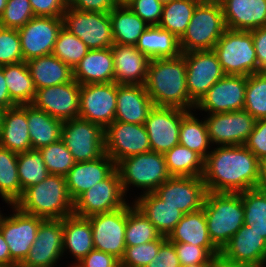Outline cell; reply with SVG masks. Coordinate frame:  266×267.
<instances>
[{
  "label": "cell",
  "mask_w": 266,
  "mask_h": 267,
  "mask_svg": "<svg viewBox=\"0 0 266 267\" xmlns=\"http://www.w3.org/2000/svg\"><path fill=\"white\" fill-rule=\"evenodd\" d=\"M105 153L117 164L127 157L151 151L144 124L114 121L104 129Z\"/></svg>",
  "instance_id": "11"
},
{
  "label": "cell",
  "mask_w": 266,
  "mask_h": 267,
  "mask_svg": "<svg viewBox=\"0 0 266 267\" xmlns=\"http://www.w3.org/2000/svg\"><path fill=\"white\" fill-rule=\"evenodd\" d=\"M81 85L75 80L37 89L31 105L61 121L79 117Z\"/></svg>",
  "instance_id": "19"
},
{
  "label": "cell",
  "mask_w": 266,
  "mask_h": 267,
  "mask_svg": "<svg viewBox=\"0 0 266 267\" xmlns=\"http://www.w3.org/2000/svg\"><path fill=\"white\" fill-rule=\"evenodd\" d=\"M109 18L115 44L135 46L149 26L127 4L117 5L109 13Z\"/></svg>",
  "instance_id": "36"
},
{
  "label": "cell",
  "mask_w": 266,
  "mask_h": 267,
  "mask_svg": "<svg viewBox=\"0 0 266 267\" xmlns=\"http://www.w3.org/2000/svg\"><path fill=\"white\" fill-rule=\"evenodd\" d=\"M198 3L196 0H172L164 4L158 26L180 39L186 32Z\"/></svg>",
  "instance_id": "40"
},
{
  "label": "cell",
  "mask_w": 266,
  "mask_h": 267,
  "mask_svg": "<svg viewBox=\"0 0 266 267\" xmlns=\"http://www.w3.org/2000/svg\"><path fill=\"white\" fill-rule=\"evenodd\" d=\"M262 163L245 145L217 146L204 159L202 179L215 193H241L258 188Z\"/></svg>",
  "instance_id": "1"
},
{
  "label": "cell",
  "mask_w": 266,
  "mask_h": 267,
  "mask_svg": "<svg viewBox=\"0 0 266 267\" xmlns=\"http://www.w3.org/2000/svg\"><path fill=\"white\" fill-rule=\"evenodd\" d=\"M49 174L66 176L76 163L64 142L59 141L39 149Z\"/></svg>",
  "instance_id": "46"
},
{
  "label": "cell",
  "mask_w": 266,
  "mask_h": 267,
  "mask_svg": "<svg viewBox=\"0 0 266 267\" xmlns=\"http://www.w3.org/2000/svg\"><path fill=\"white\" fill-rule=\"evenodd\" d=\"M154 193L187 214L203 208L207 189L202 177L171 176Z\"/></svg>",
  "instance_id": "21"
},
{
  "label": "cell",
  "mask_w": 266,
  "mask_h": 267,
  "mask_svg": "<svg viewBox=\"0 0 266 267\" xmlns=\"http://www.w3.org/2000/svg\"><path fill=\"white\" fill-rule=\"evenodd\" d=\"M179 144L195 151L203 159H205L211 151L209 144L211 141L207 133L205 120L200 122L191 111H189L182 119L180 125Z\"/></svg>",
  "instance_id": "41"
},
{
  "label": "cell",
  "mask_w": 266,
  "mask_h": 267,
  "mask_svg": "<svg viewBox=\"0 0 266 267\" xmlns=\"http://www.w3.org/2000/svg\"><path fill=\"white\" fill-rule=\"evenodd\" d=\"M115 82L127 85H145L150 59L136 46L113 44L111 46Z\"/></svg>",
  "instance_id": "24"
},
{
  "label": "cell",
  "mask_w": 266,
  "mask_h": 267,
  "mask_svg": "<svg viewBox=\"0 0 266 267\" xmlns=\"http://www.w3.org/2000/svg\"><path fill=\"white\" fill-rule=\"evenodd\" d=\"M6 110H7L6 107H3L2 105H0V127L2 126Z\"/></svg>",
  "instance_id": "64"
},
{
  "label": "cell",
  "mask_w": 266,
  "mask_h": 267,
  "mask_svg": "<svg viewBox=\"0 0 266 267\" xmlns=\"http://www.w3.org/2000/svg\"><path fill=\"white\" fill-rule=\"evenodd\" d=\"M220 253L232 261L266 265V240L251 226L243 225Z\"/></svg>",
  "instance_id": "27"
},
{
  "label": "cell",
  "mask_w": 266,
  "mask_h": 267,
  "mask_svg": "<svg viewBox=\"0 0 266 267\" xmlns=\"http://www.w3.org/2000/svg\"><path fill=\"white\" fill-rule=\"evenodd\" d=\"M35 16L63 17L67 0H29Z\"/></svg>",
  "instance_id": "54"
},
{
  "label": "cell",
  "mask_w": 266,
  "mask_h": 267,
  "mask_svg": "<svg viewBox=\"0 0 266 267\" xmlns=\"http://www.w3.org/2000/svg\"><path fill=\"white\" fill-rule=\"evenodd\" d=\"M73 78L80 85L114 82V60L111 47L89 50L74 67Z\"/></svg>",
  "instance_id": "28"
},
{
  "label": "cell",
  "mask_w": 266,
  "mask_h": 267,
  "mask_svg": "<svg viewBox=\"0 0 266 267\" xmlns=\"http://www.w3.org/2000/svg\"><path fill=\"white\" fill-rule=\"evenodd\" d=\"M213 267H265V265L232 261L219 253L213 258Z\"/></svg>",
  "instance_id": "59"
},
{
  "label": "cell",
  "mask_w": 266,
  "mask_h": 267,
  "mask_svg": "<svg viewBox=\"0 0 266 267\" xmlns=\"http://www.w3.org/2000/svg\"><path fill=\"white\" fill-rule=\"evenodd\" d=\"M8 0H0V19L4 12Z\"/></svg>",
  "instance_id": "66"
},
{
  "label": "cell",
  "mask_w": 266,
  "mask_h": 267,
  "mask_svg": "<svg viewBox=\"0 0 266 267\" xmlns=\"http://www.w3.org/2000/svg\"><path fill=\"white\" fill-rule=\"evenodd\" d=\"M84 267H120V260L108 253L92 250L79 261Z\"/></svg>",
  "instance_id": "57"
},
{
  "label": "cell",
  "mask_w": 266,
  "mask_h": 267,
  "mask_svg": "<svg viewBox=\"0 0 266 267\" xmlns=\"http://www.w3.org/2000/svg\"><path fill=\"white\" fill-rule=\"evenodd\" d=\"M154 104L145 85L117 84L115 120L125 123L144 124Z\"/></svg>",
  "instance_id": "26"
},
{
  "label": "cell",
  "mask_w": 266,
  "mask_h": 267,
  "mask_svg": "<svg viewBox=\"0 0 266 267\" xmlns=\"http://www.w3.org/2000/svg\"><path fill=\"white\" fill-rule=\"evenodd\" d=\"M186 62V83L189 97L197 103L226 74L213 50L181 54Z\"/></svg>",
  "instance_id": "13"
},
{
  "label": "cell",
  "mask_w": 266,
  "mask_h": 267,
  "mask_svg": "<svg viewBox=\"0 0 266 267\" xmlns=\"http://www.w3.org/2000/svg\"><path fill=\"white\" fill-rule=\"evenodd\" d=\"M0 146L16 153L32 149L26 105H16L6 110L0 127Z\"/></svg>",
  "instance_id": "30"
},
{
  "label": "cell",
  "mask_w": 266,
  "mask_h": 267,
  "mask_svg": "<svg viewBox=\"0 0 266 267\" xmlns=\"http://www.w3.org/2000/svg\"><path fill=\"white\" fill-rule=\"evenodd\" d=\"M167 239L161 236L157 240L136 246H126L120 267H146L158 254L160 245Z\"/></svg>",
  "instance_id": "47"
},
{
  "label": "cell",
  "mask_w": 266,
  "mask_h": 267,
  "mask_svg": "<svg viewBox=\"0 0 266 267\" xmlns=\"http://www.w3.org/2000/svg\"><path fill=\"white\" fill-rule=\"evenodd\" d=\"M117 5V0H67V7L86 12L110 13Z\"/></svg>",
  "instance_id": "56"
},
{
  "label": "cell",
  "mask_w": 266,
  "mask_h": 267,
  "mask_svg": "<svg viewBox=\"0 0 266 267\" xmlns=\"http://www.w3.org/2000/svg\"><path fill=\"white\" fill-rule=\"evenodd\" d=\"M135 46L150 60L176 58L182 54L179 39L158 25L148 26Z\"/></svg>",
  "instance_id": "33"
},
{
  "label": "cell",
  "mask_w": 266,
  "mask_h": 267,
  "mask_svg": "<svg viewBox=\"0 0 266 267\" xmlns=\"http://www.w3.org/2000/svg\"><path fill=\"white\" fill-rule=\"evenodd\" d=\"M104 128L82 118L63 121L61 140L76 163L98 159L105 154Z\"/></svg>",
  "instance_id": "8"
},
{
  "label": "cell",
  "mask_w": 266,
  "mask_h": 267,
  "mask_svg": "<svg viewBox=\"0 0 266 267\" xmlns=\"http://www.w3.org/2000/svg\"><path fill=\"white\" fill-rule=\"evenodd\" d=\"M146 267H182L174 244L166 239L160 245L158 254Z\"/></svg>",
  "instance_id": "55"
},
{
  "label": "cell",
  "mask_w": 266,
  "mask_h": 267,
  "mask_svg": "<svg viewBox=\"0 0 266 267\" xmlns=\"http://www.w3.org/2000/svg\"><path fill=\"white\" fill-rule=\"evenodd\" d=\"M116 169L124 193H127L131 184L145 189L143 194L154 192L171 177L164 154L152 151L122 159L116 164Z\"/></svg>",
  "instance_id": "7"
},
{
  "label": "cell",
  "mask_w": 266,
  "mask_h": 267,
  "mask_svg": "<svg viewBox=\"0 0 266 267\" xmlns=\"http://www.w3.org/2000/svg\"><path fill=\"white\" fill-rule=\"evenodd\" d=\"M124 196L126 194L115 169L106 179L93 185L74 201L73 214L89 217L118 210L128 204Z\"/></svg>",
  "instance_id": "10"
},
{
  "label": "cell",
  "mask_w": 266,
  "mask_h": 267,
  "mask_svg": "<svg viewBox=\"0 0 266 267\" xmlns=\"http://www.w3.org/2000/svg\"><path fill=\"white\" fill-rule=\"evenodd\" d=\"M87 218L92 228L94 249L121 260L126 248L127 205L112 212L99 213Z\"/></svg>",
  "instance_id": "12"
},
{
  "label": "cell",
  "mask_w": 266,
  "mask_h": 267,
  "mask_svg": "<svg viewBox=\"0 0 266 267\" xmlns=\"http://www.w3.org/2000/svg\"><path fill=\"white\" fill-rule=\"evenodd\" d=\"M209 115L207 133L211 143L219 146L244 145L257 121L245 110Z\"/></svg>",
  "instance_id": "17"
},
{
  "label": "cell",
  "mask_w": 266,
  "mask_h": 267,
  "mask_svg": "<svg viewBox=\"0 0 266 267\" xmlns=\"http://www.w3.org/2000/svg\"><path fill=\"white\" fill-rule=\"evenodd\" d=\"M184 267H213V263H200V264H193V265H188Z\"/></svg>",
  "instance_id": "65"
},
{
  "label": "cell",
  "mask_w": 266,
  "mask_h": 267,
  "mask_svg": "<svg viewBox=\"0 0 266 267\" xmlns=\"http://www.w3.org/2000/svg\"><path fill=\"white\" fill-rule=\"evenodd\" d=\"M17 265L10 257L8 244L6 243L2 232L0 231V266Z\"/></svg>",
  "instance_id": "61"
},
{
  "label": "cell",
  "mask_w": 266,
  "mask_h": 267,
  "mask_svg": "<svg viewBox=\"0 0 266 267\" xmlns=\"http://www.w3.org/2000/svg\"><path fill=\"white\" fill-rule=\"evenodd\" d=\"M17 170L22 194L25 189L42 182L49 175L39 149L18 153Z\"/></svg>",
  "instance_id": "43"
},
{
  "label": "cell",
  "mask_w": 266,
  "mask_h": 267,
  "mask_svg": "<svg viewBox=\"0 0 266 267\" xmlns=\"http://www.w3.org/2000/svg\"><path fill=\"white\" fill-rule=\"evenodd\" d=\"M90 49L64 26L60 29L52 54L72 69Z\"/></svg>",
  "instance_id": "44"
},
{
  "label": "cell",
  "mask_w": 266,
  "mask_h": 267,
  "mask_svg": "<svg viewBox=\"0 0 266 267\" xmlns=\"http://www.w3.org/2000/svg\"><path fill=\"white\" fill-rule=\"evenodd\" d=\"M26 116L32 149H40L61 139L63 121L31 104L26 105Z\"/></svg>",
  "instance_id": "35"
},
{
  "label": "cell",
  "mask_w": 266,
  "mask_h": 267,
  "mask_svg": "<svg viewBox=\"0 0 266 267\" xmlns=\"http://www.w3.org/2000/svg\"><path fill=\"white\" fill-rule=\"evenodd\" d=\"M63 26L90 49H104L114 44L109 13L86 12L66 8Z\"/></svg>",
  "instance_id": "9"
},
{
  "label": "cell",
  "mask_w": 266,
  "mask_h": 267,
  "mask_svg": "<svg viewBox=\"0 0 266 267\" xmlns=\"http://www.w3.org/2000/svg\"><path fill=\"white\" fill-rule=\"evenodd\" d=\"M0 267H19V265H13V266H0Z\"/></svg>",
  "instance_id": "70"
},
{
  "label": "cell",
  "mask_w": 266,
  "mask_h": 267,
  "mask_svg": "<svg viewBox=\"0 0 266 267\" xmlns=\"http://www.w3.org/2000/svg\"><path fill=\"white\" fill-rule=\"evenodd\" d=\"M260 187L266 189V160L262 163V178Z\"/></svg>",
  "instance_id": "63"
},
{
  "label": "cell",
  "mask_w": 266,
  "mask_h": 267,
  "mask_svg": "<svg viewBox=\"0 0 266 267\" xmlns=\"http://www.w3.org/2000/svg\"><path fill=\"white\" fill-rule=\"evenodd\" d=\"M3 73L9 90L10 98L17 105L31 104L36 88L32 80L27 62L3 66Z\"/></svg>",
  "instance_id": "37"
},
{
  "label": "cell",
  "mask_w": 266,
  "mask_h": 267,
  "mask_svg": "<svg viewBox=\"0 0 266 267\" xmlns=\"http://www.w3.org/2000/svg\"><path fill=\"white\" fill-rule=\"evenodd\" d=\"M145 88L154 106L188 111L195 107L196 103L189 97L186 62L182 55L150 60Z\"/></svg>",
  "instance_id": "2"
},
{
  "label": "cell",
  "mask_w": 266,
  "mask_h": 267,
  "mask_svg": "<svg viewBox=\"0 0 266 267\" xmlns=\"http://www.w3.org/2000/svg\"><path fill=\"white\" fill-rule=\"evenodd\" d=\"M67 249L77 262L94 250L92 228L87 217L72 214L63 219V253Z\"/></svg>",
  "instance_id": "34"
},
{
  "label": "cell",
  "mask_w": 266,
  "mask_h": 267,
  "mask_svg": "<svg viewBox=\"0 0 266 267\" xmlns=\"http://www.w3.org/2000/svg\"><path fill=\"white\" fill-rule=\"evenodd\" d=\"M127 5L149 26L159 24L163 11L159 0H130Z\"/></svg>",
  "instance_id": "52"
},
{
  "label": "cell",
  "mask_w": 266,
  "mask_h": 267,
  "mask_svg": "<svg viewBox=\"0 0 266 267\" xmlns=\"http://www.w3.org/2000/svg\"><path fill=\"white\" fill-rule=\"evenodd\" d=\"M24 61L17 29L0 27V66Z\"/></svg>",
  "instance_id": "50"
},
{
  "label": "cell",
  "mask_w": 266,
  "mask_h": 267,
  "mask_svg": "<svg viewBox=\"0 0 266 267\" xmlns=\"http://www.w3.org/2000/svg\"><path fill=\"white\" fill-rule=\"evenodd\" d=\"M163 5L170 3L172 0H159Z\"/></svg>",
  "instance_id": "69"
},
{
  "label": "cell",
  "mask_w": 266,
  "mask_h": 267,
  "mask_svg": "<svg viewBox=\"0 0 266 267\" xmlns=\"http://www.w3.org/2000/svg\"><path fill=\"white\" fill-rule=\"evenodd\" d=\"M213 51L226 75L249 76L260 72L250 31L226 29Z\"/></svg>",
  "instance_id": "6"
},
{
  "label": "cell",
  "mask_w": 266,
  "mask_h": 267,
  "mask_svg": "<svg viewBox=\"0 0 266 267\" xmlns=\"http://www.w3.org/2000/svg\"><path fill=\"white\" fill-rule=\"evenodd\" d=\"M62 255L63 219H44L27 257L19 267H54Z\"/></svg>",
  "instance_id": "22"
},
{
  "label": "cell",
  "mask_w": 266,
  "mask_h": 267,
  "mask_svg": "<svg viewBox=\"0 0 266 267\" xmlns=\"http://www.w3.org/2000/svg\"><path fill=\"white\" fill-rule=\"evenodd\" d=\"M263 163L266 160V119H258L244 144Z\"/></svg>",
  "instance_id": "53"
},
{
  "label": "cell",
  "mask_w": 266,
  "mask_h": 267,
  "mask_svg": "<svg viewBox=\"0 0 266 267\" xmlns=\"http://www.w3.org/2000/svg\"><path fill=\"white\" fill-rule=\"evenodd\" d=\"M257 56L258 67L261 71H266V26L250 31Z\"/></svg>",
  "instance_id": "58"
},
{
  "label": "cell",
  "mask_w": 266,
  "mask_h": 267,
  "mask_svg": "<svg viewBox=\"0 0 266 267\" xmlns=\"http://www.w3.org/2000/svg\"><path fill=\"white\" fill-rule=\"evenodd\" d=\"M115 169V162L106 153L95 160L75 163L65 176L73 202L93 185L106 179Z\"/></svg>",
  "instance_id": "23"
},
{
  "label": "cell",
  "mask_w": 266,
  "mask_h": 267,
  "mask_svg": "<svg viewBox=\"0 0 266 267\" xmlns=\"http://www.w3.org/2000/svg\"><path fill=\"white\" fill-rule=\"evenodd\" d=\"M18 153L0 146V196L14 205L22 196L17 170Z\"/></svg>",
  "instance_id": "39"
},
{
  "label": "cell",
  "mask_w": 266,
  "mask_h": 267,
  "mask_svg": "<svg viewBox=\"0 0 266 267\" xmlns=\"http://www.w3.org/2000/svg\"><path fill=\"white\" fill-rule=\"evenodd\" d=\"M227 29L251 31L266 26V0H218Z\"/></svg>",
  "instance_id": "25"
},
{
  "label": "cell",
  "mask_w": 266,
  "mask_h": 267,
  "mask_svg": "<svg viewBox=\"0 0 266 267\" xmlns=\"http://www.w3.org/2000/svg\"><path fill=\"white\" fill-rule=\"evenodd\" d=\"M12 207L15 212L2 217L0 231L8 244L11 259L20 265L27 257L44 218L26 214L14 205Z\"/></svg>",
  "instance_id": "15"
},
{
  "label": "cell",
  "mask_w": 266,
  "mask_h": 267,
  "mask_svg": "<svg viewBox=\"0 0 266 267\" xmlns=\"http://www.w3.org/2000/svg\"><path fill=\"white\" fill-rule=\"evenodd\" d=\"M173 107L154 106L144 123L152 152L165 154L179 144L180 125L188 113Z\"/></svg>",
  "instance_id": "18"
},
{
  "label": "cell",
  "mask_w": 266,
  "mask_h": 267,
  "mask_svg": "<svg viewBox=\"0 0 266 267\" xmlns=\"http://www.w3.org/2000/svg\"><path fill=\"white\" fill-rule=\"evenodd\" d=\"M250 226L266 240V220L255 221Z\"/></svg>",
  "instance_id": "62"
},
{
  "label": "cell",
  "mask_w": 266,
  "mask_h": 267,
  "mask_svg": "<svg viewBox=\"0 0 266 267\" xmlns=\"http://www.w3.org/2000/svg\"><path fill=\"white\" fill-rule=\"evenodd\" d=\"M34 16L29 0H8L0 19V27L19 29Z\"/></svg>",
  "instance_id": "49"
},
{
  "label": "cell",
  "mask_w": 266,
  "mask_h": 267,
  "mask_svg": "<svg viewBox=\"0 0 266 267\" xmlns=\"http://www.w3.org/2000/svg\"><path fill=\"white\" fill-rule=\"evenodd\" d=\"M164 156L171 176L202 177L204 159L195 151L178 144L167 151Z\"/></svg>",
  "instance_id": "38"
},
{
  "label": "cell",
  "mask_w": 266,
  "mask_h": 267,
  "mask_svg": "<svg viewBox=\"0 0 266 267\" xmlns=\"http://www.w3.org/2000/svg\"><path fill=\"white\" fill-rule=\"evenodd\" d=\"M73 265L70 267H84L80 262H77V263L75 262V264H73Z\"/></svg>",
  "instance_id": "68"
},
{
  "label": "cell",
  "mask_w": 266,
  "mask_h": 267,
  "mask_svg": "<svg viewBox=\"0 0 266 267\" xmlns=\"http://www.w3.org/2000/svg\"><path fill=\"white\" fill-rule=\"evenodd\" d=\"M244 110L256 120L266 119V71L247 76Z\"/></svg>",
  "instance_id": "45"
},
{
  "label": "cell",
  "mask_w": 266,
  "mask_h": 267,
  "mask_svg": "<svg viewBox=\"0 0 266 267\" xmlns=\"http://www.w3.org/2000/svg\"><path fill=\"white\" fill-rule=\"evenodd\" d=\"M197 2H205V1H208V0H196Z\"/></svg>",
  "instance_id": "71"
},
{
  "label": "cell",
  "mask_w": 266,
  "mask_h": 267,
  "mask_svg": "<svg viewBox=\"0 0 266 267\" xmlns=\"http://www.w3.org/2000/svg\"><path fill=\"white\" fill-rule=\"evenodd\" d=\"M62 26L63 17L34 16L17 29L24 61L52 54Z\"/></svg>",
  "instance_id": "16"
},
{
  "label": "cell",
  "mask_w": 266,
  "mask_h": 267,
  "mask_svg": "<svg viewBox=\"0 0 266 267\" xmlns=\"http://www.w3.org/2000/svg\"><path fill=\"white\" fill-rule=\"evenodd\" d=\"M0 105L11 108L17 104L10 98L9 90L6 84V79L3 73V66H0Z\"/></svg>",
  "instance_id": "60"
},
{
  "label": "cell",
  "mask_w": 266,
  "mask_h": 267,
  "mask_svg": "<svg viewBox=\"0 0 266 267\" xmlns=\"http://www.w3.org/2000/svg\"><path fill=\"white\" fill-rule=\"evenodd\" d=\"M162 235L148 218L133 204L127 205L126 246H136L157 240Z\"/></svg>",
  "instance_id": "42"
},
{
  "label": "cell",
  "mask_w": 266,
  "mask_h": 267,
  "mask_svg": "<svg viewBox=\"0 0 266 267\" xmlns=\"http://www.w3.org/2000/svg\"><path fill=\"white\" fill-rule=\"evenodd\" d=\"M203 210L209 237L221 251L231 237L244 225L241 193L207 191Z\"/></svg>",
  "instance_id": "4"
},
{
  "label": "cell",
  "mask_w": 266,
  "mask_h": 267,
  "mask_svg": "<svg viewBox=\"0 0 266 267\" xmlns=\"http://www.w3.org/2000/svg\"><path fill=\"white\" fill-rule=\"evenodd\" d=\"M247 76L225 75L195 104L209 114L244 110Z\"/></svg>",
  "instance_id": "20"
},
{
  "label": "cell",
  "mask_w": 266,
  "mask_h": 267,
  "mask_svg": "<svg viewBox=\"0 0 266 267\" xmlns=\"http://www.w3.org/2000/svg\"><path fill=\"white\" fill-rule=\"evenodd\" d=\"M226 29L220 2L218 0L199 2L186 32L179 39L181 52L213 50Z\"/></svg>",
  "instance_id": "5"
},
{
  "label": "cell",
  "mask_w": 266,
  "mask_h": 267,
  "mask_svg": "<svg viewBox=\"0 0 266 267\" xmlns=\"http://www.w3.org/2000/svg\"><path fill=\"white\" fill-rule=\"evenodd\" d=\"M20 211L44 219H64L73 214L71 199L64 176L49 174L42 182L23 191L14 204Z\"/></svg>",
  "instance_id": "3"
},
{
  "label": "cell",
  "mask_w": 266,
  "mask_h": 267,
  "mask_svg": "<svg viewBox=\"0 0 266 267\" xmlns=\"http://www.w3.org/2000/svg\"><path fill=\"white\" fill-rule=\"evenodd\" d=\"M172 243L182 267L200 263H213L214 257L202 246L182 242Z\"/></svg>",
  "instance_id": "51"
},
{
  "label": "cell",
  "mask_w": 266,
  "mask_h": 267,
  "mask_svg": "<svg viewBox=\"0 0 266 267\" xmlns=\"http://www.w3.org/2000/svg\"><path fill=\"white\" fill-rule=\"evenodd\" d=\"M117 83L83 84L80 89L79 118L104 129L115 120Z\"/></svg>",
  "instance_id": "14"
},
{
  "label": "cell",
  "mask_w": 266,
  "mask_h": 267,
  "mask_svg": "<svg viewBox=\"0 0 266 267\" xmlns=\"http://www.w3.org/2000/svg\"><path fill=\"white\" fill-rule=\"evenodd\" d=\"M244 207V225L266 220L265 189L258 187L241 192Z\"/></svg>",
  "instance_id": "48"
},
{
  "label": "cell",
  "mask_w": 266,
  "mask_h": 267,
  "mask_svg": "<svg viewBox=\"0 0 266 267\" xmlns=\"http://www.w3.org/2000/svg\"><path fill=\"white\" fill-rule=\"evenodd\" d=\"M137 198L134 205L148 218L162 236L168 237L184 215L177 207L166 204L154 192L145 193Z\"/></svg>",
  "instance_id": "31"
},
{
  "label": "cell",
  "mask_w": 266,
  "mask_h": 267,
  "mask_svg": "<svg viewBox=\"0 0 266 267\" xmlns=\"http://www.w3.org/2000/svg\"><path fill=\"white\" fill-rule=\"evenodd\" d=\"M35 88H46L73 81V69L53 54L27 61Z\"/></svg>",
  "instance_id": "32"
},
{
  "label": "cell",
  "mask_w": 266,
  "mask_h": 267,
  "mask_svg": "<svg viewBox=\"0 0 266 267\" xmlns=\"http://www.w3.org/2000/svg\"><path fill=\"white\" fill-rule=\"evenodd\" d=\"M167 239L170 242L189 243L204 247L213 257L220 250L211 241L203 208L184 214Z\"/></svg>",
  "instance_id": "29"
},
{
  "label": "cell",
  "mask_w": 266,
  "mask_h": 267,
  "mask_svg": "<svg viewBox=\"0 0 266 267\" xmlns=\"http://www.w3.org/2000/svg\"><path fill=\"white\" fill-rule=\"evenodd\" d=\"M130 0H117L119 4H127Z\"/></svg>",
  "instance_id": "67"
}]
</instances>
